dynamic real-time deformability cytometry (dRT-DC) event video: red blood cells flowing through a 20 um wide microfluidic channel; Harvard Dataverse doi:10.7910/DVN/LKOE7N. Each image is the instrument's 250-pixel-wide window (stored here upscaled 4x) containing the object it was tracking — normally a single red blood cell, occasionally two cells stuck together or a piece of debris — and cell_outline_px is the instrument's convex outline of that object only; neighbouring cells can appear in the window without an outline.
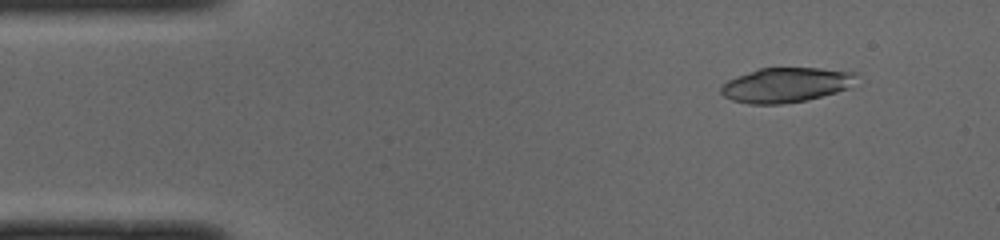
{"species": "common noctule bat (a hibernating species)", "species_latin": "Nyctalus noctula", "temperature_condition": "cold", "stored_images_in_passage": 45, "camera_frame_rate_fps": 3000, "um_per_image_px": 0.085, "animal": {"sex": "male", "body_mass_g": 19.0, "forearm_length_mm": 50.8}, "frame": {"image": 1, "passage_image": 1, "time_ms": 0.0, "image_size_px": [1000, 240], "cell_outline_px": [[856, 72], [848, 88], [836, 92], [804, 100], [780, 104], [748, 104], [732, 100], [724, 96], [720, 92], [720, 88], [728, 80], [760, 68], [820, 68]], "centroid_in_image_um": [66.75, 7.22], "position_along_channel_um": 18.2, "area_um2": 26.88}}